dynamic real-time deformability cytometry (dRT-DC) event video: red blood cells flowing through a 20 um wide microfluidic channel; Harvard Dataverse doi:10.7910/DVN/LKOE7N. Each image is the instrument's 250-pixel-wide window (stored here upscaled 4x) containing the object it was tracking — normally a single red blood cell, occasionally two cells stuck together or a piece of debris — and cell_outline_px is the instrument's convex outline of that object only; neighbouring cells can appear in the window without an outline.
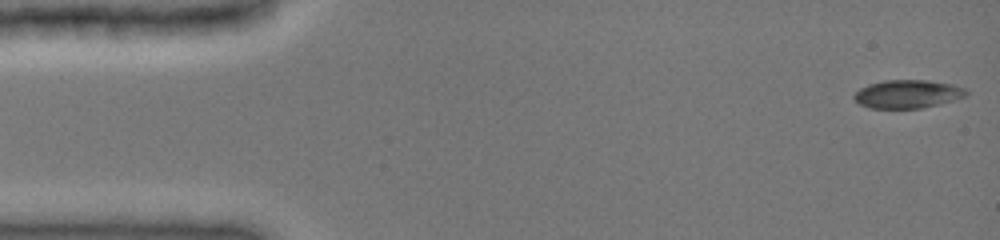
{"species": "common noctule bat (a hibernating species)", "species_latin": "Nyctalus noctula", "temperature_condition": "cold", "stored_images_in_passage": 50, "camera_frame_rate_fps": 3000, "um_per_image_px": 0.085, "animal": {"sex": "female", "body_mass_g": 19.0, "forearm_length_mm": 51.5}, "frame": {"image": 1, "passage_image": 1, "time_ms": 0.0, "image_size_px": [1000, 240], "cell_outline_px": [[968, 92], [964, 96], [940, 104], [920, 108], [872, 108], [860, 104], [852, 96], [860, 88], [868, 84], [884, 80], [928, 80], [952, 84], [964, 88]], "centroid_in_image_um": [77.13, 7.98], "position_along_channel_um": 7.9, "area_um2": 18.32}}
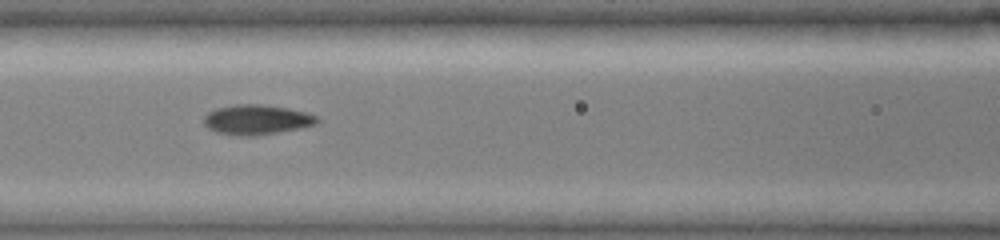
{"frame": {"image": 2, "passage_image": 29, "time_ms": 6.333, "image_size_px": [1000, 240], "cell_outline_px": [[320, 120], [316, 124], [256, 136], [240, 136], [216, 132], [208, 128], [204, 124], [204, 116], [208, 112], [216, 108], [236, 104], [264, 104], [288, 108], [320, 116]], "centroid_in_image_um": [21.8, 10.16], "position_along_channel_um": 144.8, "area_um2": 19.71}}
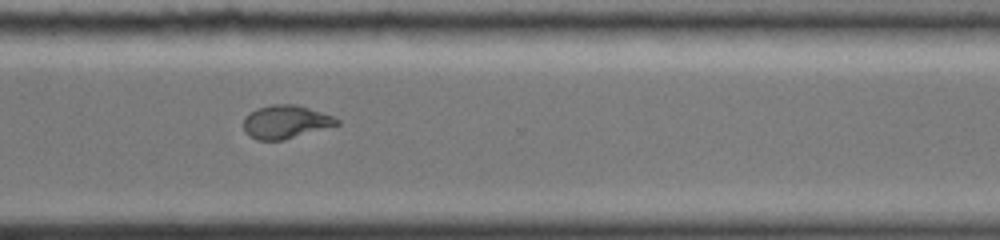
{"frame": {"image": 3, "passage_image": 49, "time_ms": 11.333, "image_size_px": [1000, 240], "cell_outline_px": [[340, 124], [284, 140], [256, 140], [248, 136], [244, 132], [244, 116], [256, 108], [272, 104], [296, 104], [332, 116], [340, 120]], "centroid_in_image_um": [24.24, 10.36], "position_along_channel_um": 346.4, "area_um2": 18.15}}